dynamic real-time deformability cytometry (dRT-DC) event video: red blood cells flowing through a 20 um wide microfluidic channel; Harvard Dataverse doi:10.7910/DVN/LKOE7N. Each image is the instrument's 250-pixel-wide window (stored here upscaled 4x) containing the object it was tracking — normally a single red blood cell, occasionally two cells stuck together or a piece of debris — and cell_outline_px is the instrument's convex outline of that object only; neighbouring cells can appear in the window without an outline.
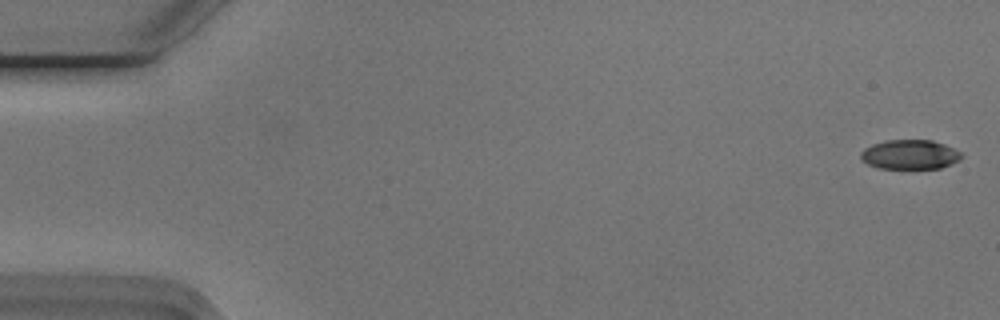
{"species": "Egyptian fruit bat (a non-hibernating species)", "species_latin": "Rousettus aegyptiacus", "temperature_condition": "cold", "stored_images_in_passage": 54, "camera_frame_rate_fps": 3000, "um_per_image_px": 0.085, "animal": {"sex": "male"}, "frame": {"image": 1, "passage_image": 1, "time_ms": 0.0, "image_size_px": [1000, 320], "cell_outline_px": [[964, 156], [960, 160], [940, 168], [876, 168], [860, 160], [860, 152], [864, 148], [872, 144], [888, 140], [932, 140], [944, 144], [960, 152]], "centroid_in_image_um": [77.31, 13.13], "position_along_channel_um": 7.7, "area_um2": 17.34}}
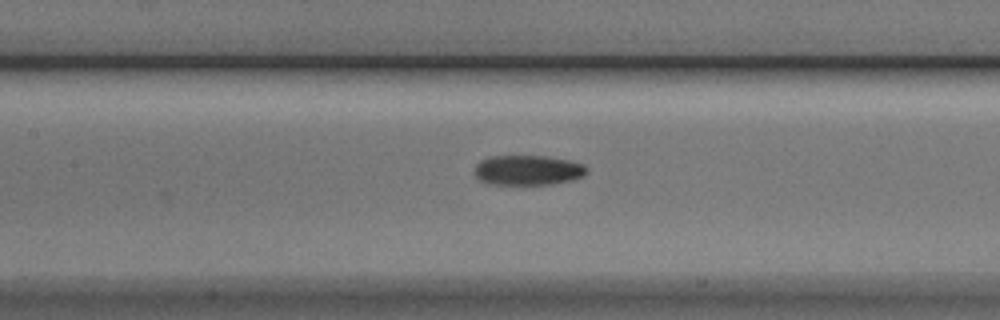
{"frame": {"image": 2, "passage_image": 25, "time_ms": 8.0, "image_size_px": [1000, 320], "cell_outline_px": [[588, 172], [584, 176], [572, 180], [552, 184], [488, 184], [480, 180], [476, 176], [476, 164], [480, 160], [492, 156], [548, 156], [568, 160], [584, 164], [588, 168]], "centroid_in_image_um": [44.91, 14.46], "position_along_channel_um": 162.5, "area_um2": 19.65}}
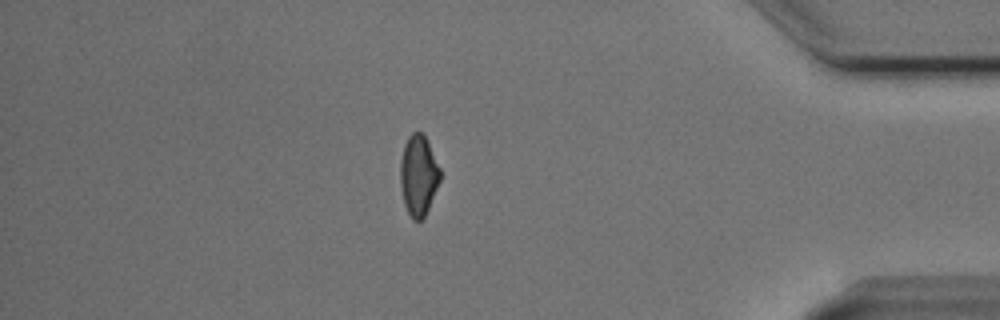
{"frame": {"image": 3, "passage_image": 47, "time_ms": 15.333, "image_size_px": [1000, 320], "cell_outline_px": [[440, 180], [428, 208], [424, 216], [420, 220], [412, 220], [404, 204], [400, 188], [400, 160], [404, 144], [408, 136], [412, 132], [424, 132], [428, 140], [440, 168]], "centroid_in_image_um": [35.55, 14.86], "position_along_channel_um": 399.6, "area_um2": 18.84}, "authors_computed_cell_mechanics": {"area_um2": 19.1029, "velocity_mm_per_s": 3.7587, "shape_relaxation_time_tau1_ms": 5.6294, "shape_relaxation_time_tau2_ms": 8.768, "deformation_change_tau1": 0.1601, "deformation_change_tau2": 0.1417}}